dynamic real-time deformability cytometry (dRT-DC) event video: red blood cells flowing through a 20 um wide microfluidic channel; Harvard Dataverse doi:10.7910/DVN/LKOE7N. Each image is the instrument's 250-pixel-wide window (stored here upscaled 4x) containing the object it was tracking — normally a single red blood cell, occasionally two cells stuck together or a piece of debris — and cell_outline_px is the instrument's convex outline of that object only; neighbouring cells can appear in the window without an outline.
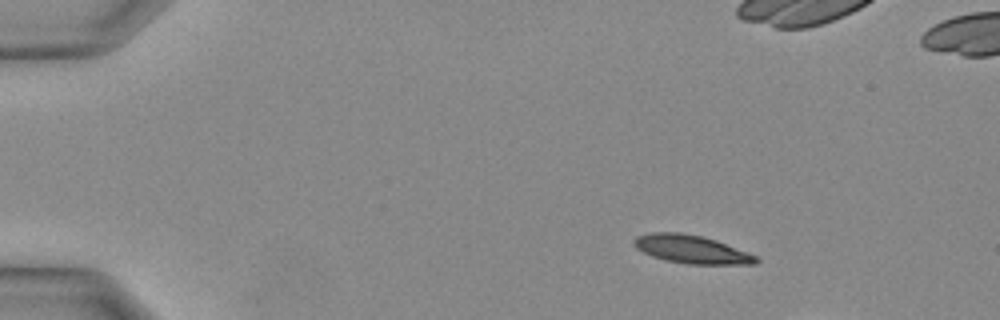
{"species": "Egyptian fruit bat (a non-hibernating species)", "species_latin": "Rousettus aegyptiacus", "temperature_condition": "warm", "stored_images_in_passage": 11, "camera_frame_rate_fps": 3000, "um_per_image_px": 0.085, "animal": {"sex": "female"}, "frame": {"image": 1, "passage_image": 5, "time_ms": 1.333, "image_size_px": [1000, 320], "cell_outline_px": [[760, 260], [756, 264], [688, 264], [664, 260], [652, 256], [636, 248], [632, 244], [632, 240], [636, 236], [648, 232], [680, 232], [704, 236], [716, 240], [756, 256]], "centroid_in_image_um": [58.72, 21.18], "position_along_channel_um": 26.3, "area_um2": 20.17}}